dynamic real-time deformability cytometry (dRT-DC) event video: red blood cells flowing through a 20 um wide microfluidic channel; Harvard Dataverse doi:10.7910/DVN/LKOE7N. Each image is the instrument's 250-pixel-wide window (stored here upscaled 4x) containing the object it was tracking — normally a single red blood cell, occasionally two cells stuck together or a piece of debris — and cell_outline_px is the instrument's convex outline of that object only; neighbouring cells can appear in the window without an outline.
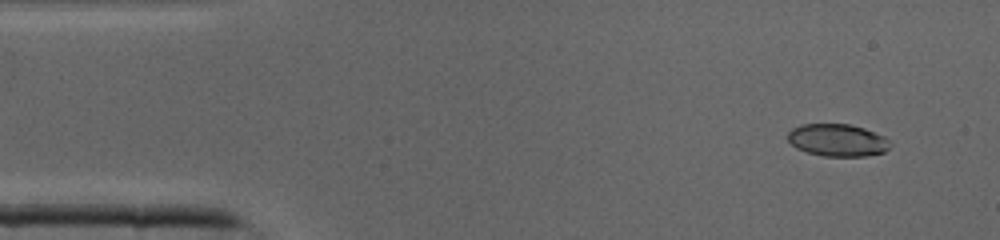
{"species": "common noctule bat (a hibernating species)", "species_latin": "Nyctalus noctula", "temperature_condition": "cold", "stored_images_in_passage": 40, "camera_frame_rate_fps": 3000, "um_per_image_px": 0.085, "animal": {"sex": "male", "body_mass_g": 19.0, "forearm_length_mm": 50.8}, "frame": {"image": 1, "passage_image": 2, "time_ms": 0.333, "image_size_px": [1000, 240], "cell_outline_px": [[892, 144], [884, 152], [864, 156], [824, 156], [808, 152], [796, 148], [788, 140], [788, 132], [792, 128], [800, 124], [848, 124], [864, 128], [884, 136]], "centroid_in_image_um": [71.18, 11.91], "position_along_channel_um": 13.8, "area_um2": 19.25}}
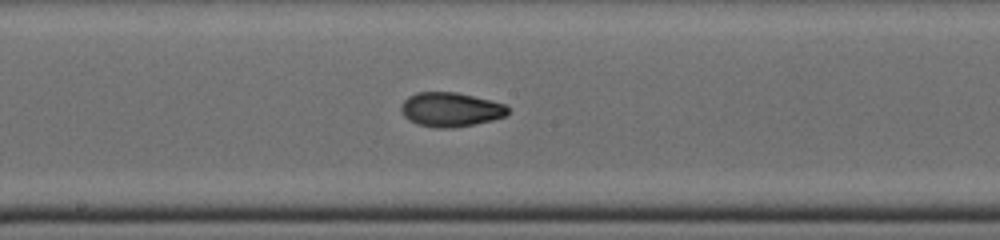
{"frame": {"image": 2, "passage_image": 20, "time_ms": 6.333, "image_size_px": [1000, 240], "cell_outline_px": [[508, 112], [504, 116], [492, 120], [452, 128], [432, 128], [416, 124], [408, 120], [400, 112], [400, 104], [408, 96], [416, 92], [456, 92], [504, 104], [508, 108]], "centroid_in_image_um": [38.21, 9.32], "position_along_channel_um": 210.0, "area_um2": 21.33}}
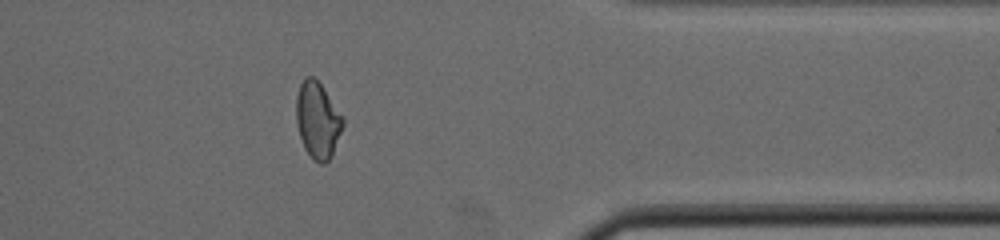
{"frame": {"image": 3, "passage_image": 32, "time_ms": 10.333, "image_size_px": [1000, 240], "cell_outline_px": [[344, 124], [332, 156], [324, 164], [320, 164], [312, 160], [304, 148], [296, 124], [296, 96], [300, 84], [308, 76], [312, 76], [320, 84], [344, 116]], "centroid_in_image_um": [27.0, 10.25], "position_along_channel_um": 384.4, "area_um2": 20.87}}